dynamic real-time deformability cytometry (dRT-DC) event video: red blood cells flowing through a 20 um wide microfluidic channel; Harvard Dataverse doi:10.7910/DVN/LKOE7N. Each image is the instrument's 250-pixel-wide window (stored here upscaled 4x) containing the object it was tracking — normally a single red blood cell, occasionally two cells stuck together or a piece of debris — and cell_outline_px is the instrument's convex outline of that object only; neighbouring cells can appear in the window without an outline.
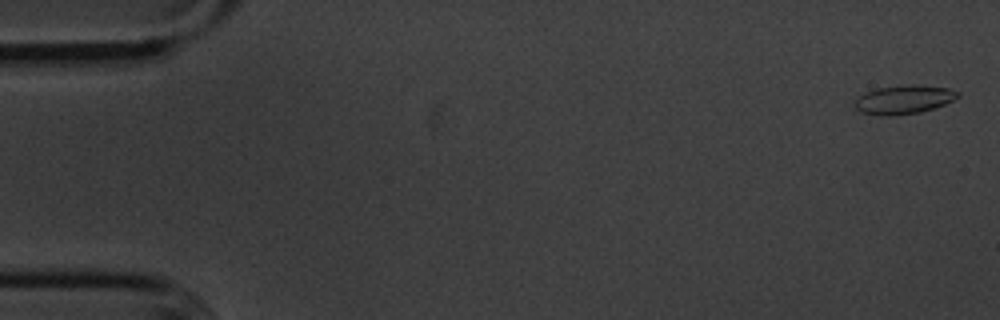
{"species": "common noctule bat (a hibernating species)", "species_latin": "Nyctalus noctula", "temperature_condition": "cold", "stored_images_in_passage": 56, "camera_frame_rate_fps": 3000, "um_per_image_px": 0.085, "animal": {"sex": "male", "body_mass_g": 20.1, "forearm_length_mm": 53.5}, "frame": {"image": 1, "passage_image": 2, "time_ms": 0.333, "image_size_px": [1000, 320], "cell_outline_px": [[960, 96], [944, 104], [920, 112], [892, 116], [888, 116], [860, 112], [856, 108], [856, 100], [860, 96], [876, 88], [908, 84], [912, 84], [948, 88], [960, 92]], "centroid_in_image_um": [76.85, 8.45], "position_along_channel_um": 8.1, "area_um2": 16.99}}
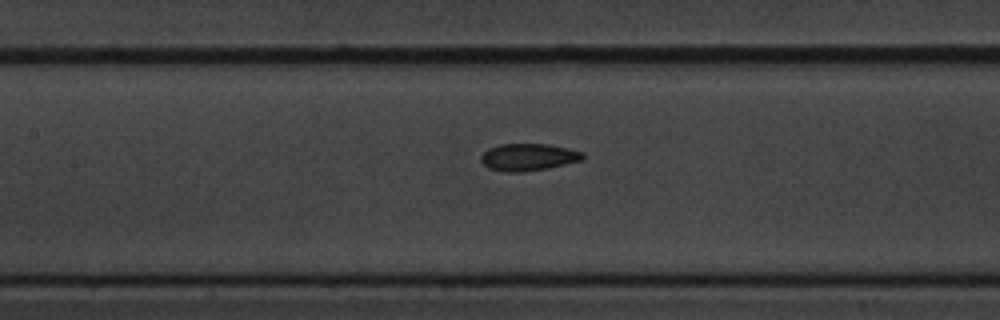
{"frame": {"image": 2, "passage_image": 26, "time_ms": 8.333, "image_size_px": [1000, 320], "cell_outline_px": [[584, 160], [548, 168], [520, 172], [504, 172], [488, 168], [480, 160], [480, 156], [488, 148], [500, 144], [552, 144], [584, 152]], "centroid_in_image_um": [44.92, 13.35], "position_along_channel_um": 162.5, "area_um2": 16.3}}
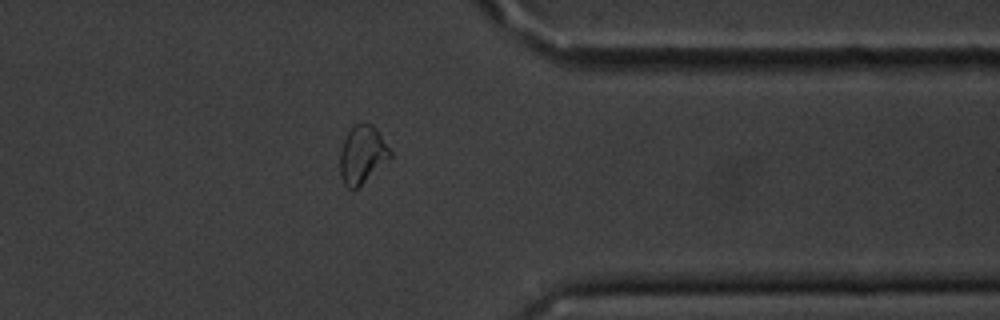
{"frame": {"image": 3, "passage_image": 45, "time_ms": 14.667, "image_size_px": [1000, 320], "cell_outline_px": [[392, 156], [356, 188], [348, 188], [344, 184], [340, 176], [340, 152], [344, 140], [348, 132], [356, 124], [372, 124], [376, 128], [392, 152]], "centroid_in_image_um": [30.78, 13.13], "position_along_channel_um": 380.6, "area_um2": 16.47}, "authors_computed_cell_mechanics": {"area_um2": 16.3285, "velocity_mm_per_s": 3.5879, "shape_relaxation_time_tau1_ms": 4.612, "shape_relaxation_time_tau2_ms": 3.6513, "deformation_change_tau1": 0.1192, "deformation_change_tau2": 0.0787}}